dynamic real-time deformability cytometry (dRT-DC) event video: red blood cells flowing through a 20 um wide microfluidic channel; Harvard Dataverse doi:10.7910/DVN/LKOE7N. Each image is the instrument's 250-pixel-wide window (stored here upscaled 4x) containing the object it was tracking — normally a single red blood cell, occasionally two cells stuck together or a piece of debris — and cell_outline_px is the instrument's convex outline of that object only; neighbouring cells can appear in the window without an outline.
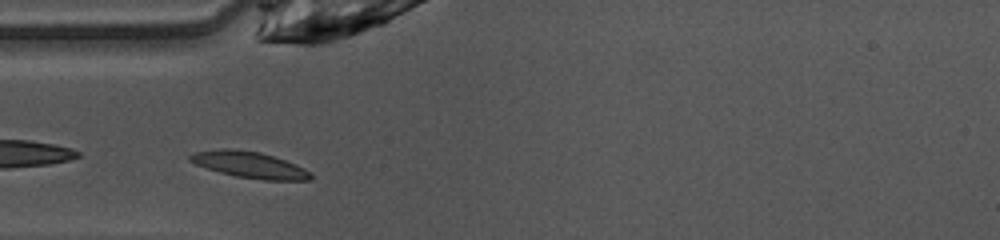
{"species": "common noctule bat (a hibernating species)", "species_latin": "Nyctalus noctula", "temperature_condition": "warm", "stored_images_in_passage": 35, "camera_frame_rate_fps": 3000, "um_per_image_px": 0.085, "animal": {"sex": "female", "body_mass_g": 10.0, "forearm_length_mm": 53.1}, "frame": {"image": 1, "passage_image": 1, "time_ms": 0.0, "image_size_px": [1000, 240], "cell_outline_px": [[312, 180], [264, 180], [236, 176], [220, 172], [196, 164], [188, 160], [188, 156], [196, 152], [220, 148], [232, 148], [260, 152], [296, 164], [304, 168], [312, 176]], "centroid_in_image_um": [21.2, 14.0], "position_along_channel_um": 63.8, "area_um2": 18.32}}
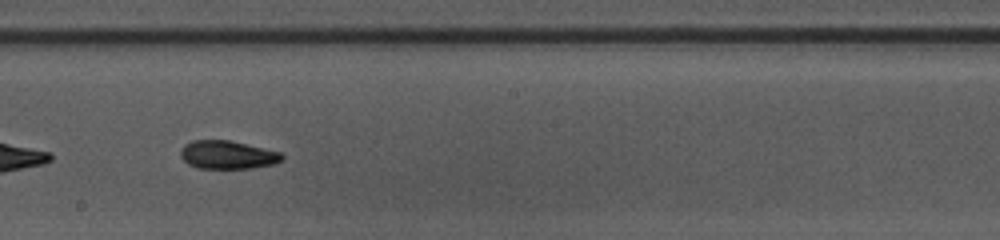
{"frame": {"image": 2, "passage_image": 13, "time_ms": 4.0, "image_size_px": [1000, 240], "cell_outline_px": [[284, 160], [276, 164], [252, 168], [200, 168], [188, 164], [180, 156], [180, 148], [184, 144], [192, 140], [228, 140], [280, 152], [284, 156]], "centroid_in_image_um": [19.34, 13.16], "position_along_channel_um": 228.9, "area_um2": 16.76}}
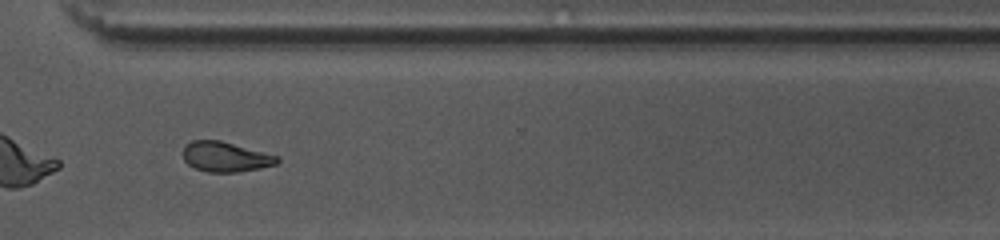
{"frame": {"image": 3, "passage_image": 22, "time_ms": 7.0, "image_size_px": [1000, 240], "cell_outline_px": [[280, 160], [276, 164], [260, 168], [236, 172], [208, 172], [196, 168], [188, 164], [184, 160], [184, 144], [192, 140], [220, 140], [280, 156]], "centroid_in_image_um": [19.18, 13.32], "position_along_channel_um": 351.4, "area_um2": 16.47}, "authors_computed_cell_mechanics": {"area_um2": 17.2822, "velocity_mm_per_s": 4.0956, "shape_relaxation_time_tau1_ms": 4.7884, "shape_relaxation_time_tau2_ms": 3.1151, "deformation_change_tau1": 0.1332, "deformation_change_tau2": 0.0972}}